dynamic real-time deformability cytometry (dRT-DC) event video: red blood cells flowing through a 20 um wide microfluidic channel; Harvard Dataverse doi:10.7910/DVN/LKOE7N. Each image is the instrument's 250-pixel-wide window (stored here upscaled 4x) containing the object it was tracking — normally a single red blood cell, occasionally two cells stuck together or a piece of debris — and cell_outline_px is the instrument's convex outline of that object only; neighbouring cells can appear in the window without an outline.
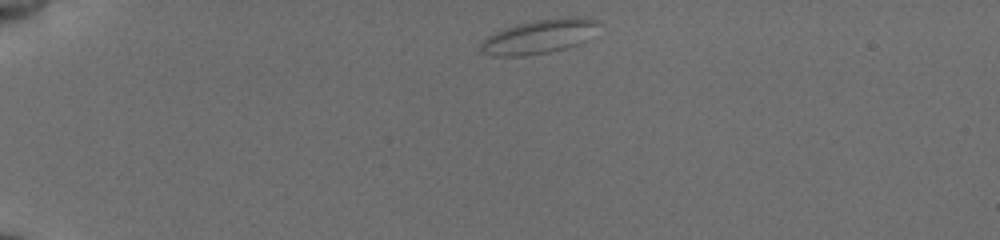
{"species": "common noctule bat (a hibernating species)", "species_latin": "Nyctalus noctula", "temperature_condition": "cold", "stored_images_in_passage": 44, "camera_frame_rate_fps": 3000, "um_per_image_px": 0.085, "animal": {"sex": "female", "body_mass_g": 19.5, "forearm_length_mm": 54.1}, "frame": {"image": 1, "passage_image": 1, "time_ms": 0.0, "image_size_px": [1000, 240], "cell_outline_px": [[592, 24], [584, 40], [576, 44], [564, 48], [548, 52], [524, 56], [492, 56], [484, 52], [480, 48], [492, 36], [500, 32], [524, 24], [540, 20], [588, 20]], "centroid_in_image_um": [45.66, 3.22], "position_along_channel_um": 39.3, "area_um2": 20.35}}
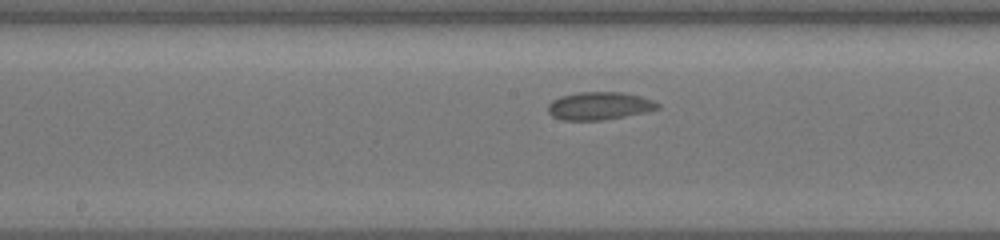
{"frame": {"image": 2, "passage_image": 19, "time_ms": 6.0, "image_size_px": [1000, 240], "cell_outline_px": [[660, 108], [644, 112], [624, 116], [600, 120], [564, 120], [552, 116], [548, 112], [548, 104], [552, 100], [560, 96], [576, 92], [624, 92], [640, 96], [652, 100], [660, 104]], "centroid_in_image_um": [50.92, 8.99], "position_along_channel_um": 197.3, "area_um2": 17.74}}
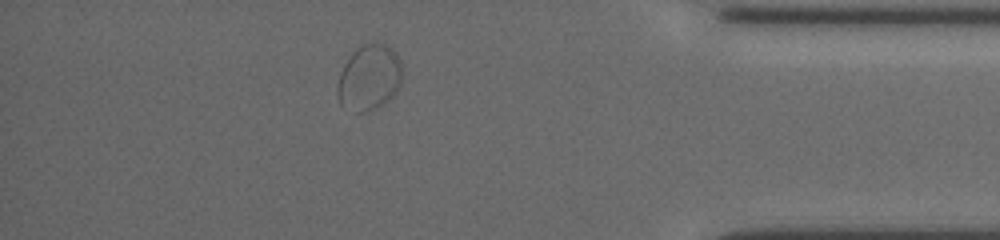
{"frame": {"image": 3, "passage_image": 38, "time_ms": 12.333, "image_size_px": [1000, 240], "cell_outline_px": [[400, 80], [392, 96], [376, 108], [364, 112], [360, 112], [340, 104], [336, 92], [340, 72], [344, 64], [352, 52], [356, 48], [364, 44], [384, 44], [396, 52], [400, 60]], "centroid_in_image_um": [31.34, 6.58], "position_along_channel_um": 403.9, "area_um2": 24.16}}